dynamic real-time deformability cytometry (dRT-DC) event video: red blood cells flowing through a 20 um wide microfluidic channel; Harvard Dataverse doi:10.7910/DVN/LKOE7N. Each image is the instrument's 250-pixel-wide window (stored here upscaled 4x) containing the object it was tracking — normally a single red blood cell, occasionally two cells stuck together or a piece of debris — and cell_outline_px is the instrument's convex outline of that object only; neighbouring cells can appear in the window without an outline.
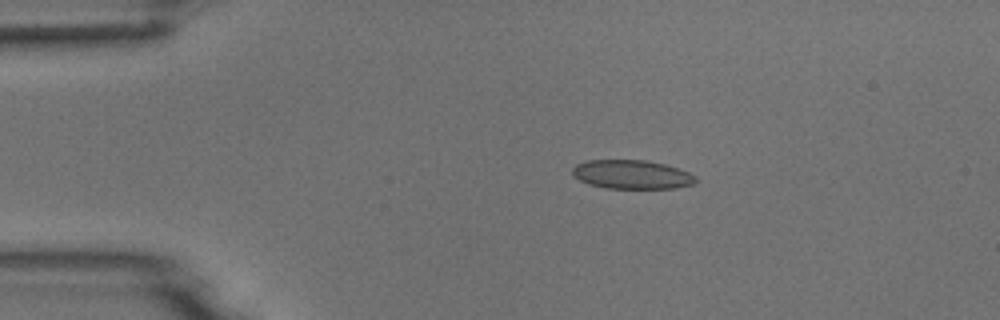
{"species": "common noctule bat (a hibernating species)", "species_latin": "Nyctalus noctula", "temperature_condition": "room temperature", "stored_images_in_passage": 8, "camera_frame_rate_fps": 3000, "um_per_image_px": 0.085, "animal": {"sex": "male", "body_mass_g": 18.8}, "frame": {"image": 1, "passage_image": 2, "time_ms": 2.0, "image_size_px": [1000, 320], "cell_outline_px": [[696, 180], [692, 184], [676, 188], [604, 188], [588, 184], [580, 180], [572, 172], [572, 168], [576, 164], [588, 160], [648, 160], [664, 164], [688, 172], [696, 176]], "centroid_in_image_um": [53.69, 14.83], "position_along_channel_um": 31.3, "area_um2": 20.63}}
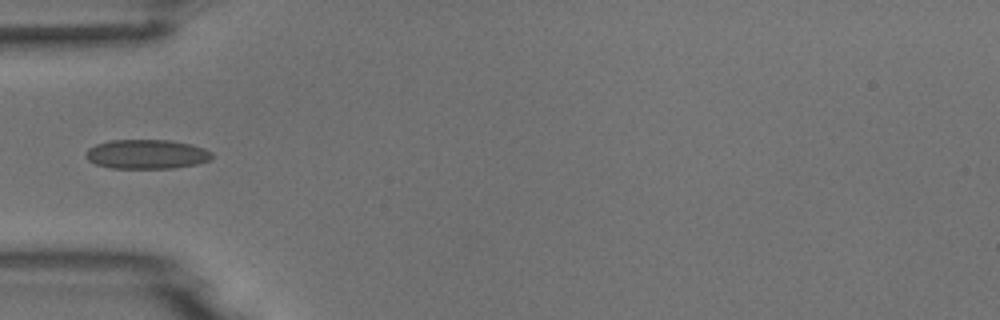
{"frame": {"image": 2, "passage_image": 4, "time_ms": 4.333, "image_size_px": [1000, 320], "cell_outline_px": [[212, 156], [208, 160], [196, 164], [172, 168], [112, 168], [96, 164], [88, 160], [84, 156], [84, 152], [88, 148], [96, 144], [108, 140], [172, 140], [192, 144], [204, 148], [212, 152]], "centroid_in_image_um": [12.43, 13.09], "position_along_channel_um": 72.6, "area_um2": 21.68}}